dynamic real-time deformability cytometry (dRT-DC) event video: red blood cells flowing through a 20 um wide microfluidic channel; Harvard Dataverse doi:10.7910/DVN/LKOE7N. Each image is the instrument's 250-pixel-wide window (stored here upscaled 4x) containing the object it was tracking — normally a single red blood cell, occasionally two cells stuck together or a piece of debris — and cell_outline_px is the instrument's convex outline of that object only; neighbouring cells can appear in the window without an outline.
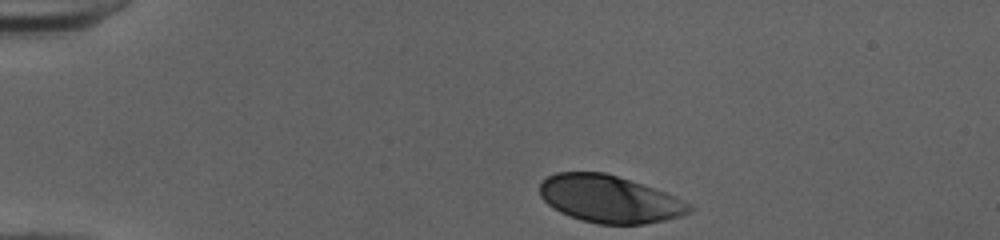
{"species": "human", "species_latin": "Homo sapiens", "temperature_condition": "cold", "stored_images_in_passage": 34, "camera_frame_rate_fps": 3000, "um_per_image_px": 0.085, "donor": {"sex": "female"}, "frame": {"image": 1, "passage_image": 1, "time_ms": 0.0, "image_size_px": [1000, 240], "cell_outline_px": [[696, 208], [692, 212], [680, 216], [664, 220], [644, 224], [600, 224], [580, 220], [560, 212], [552, 208], [540, 196], [540, 184], [548, 176], [556, 172], [604, 172], [664, 192]], "centroid_in_image_um": [51.77, 16.93], "position_along_channel_um": 33.2, "area_um2": 40.81}}
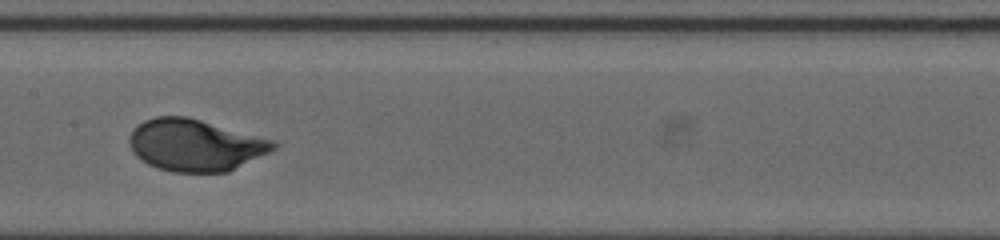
{"frame": {"image": 2, "passage_image": 18, "time_ms": 5.667, "image_size_px": [1000, 240], "cell_outline_px": [[280, 144], [276, 148], [228, 172], [172, 172], [156, 168], [140, 160], [132, 152], [128, 140], [128, 136], [132, 128], [136, 124], [144, 120], [156, 116], [188, 116], [276, 140]], "centroid_in_image_um": [16.57, 12.32], "position_along_channel_um": 190.8, "area_um2": 44.1}}
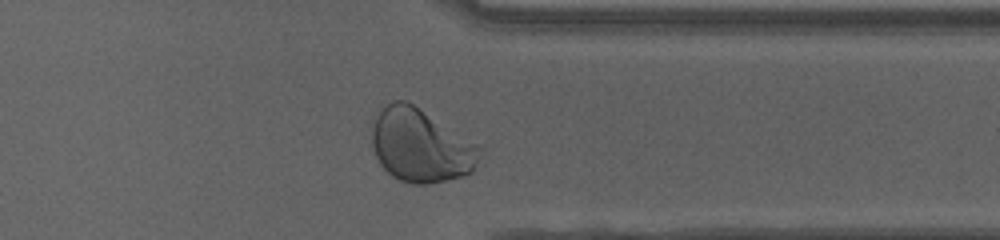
{"frame": {"image": 3, "passage_image": 32, "time_ms": 10.333, "image_size_px": [1000, 240], "cell_outline_px": [[484, 148], [472, 172], [464, 176], [428, 184], [412, 184], [400, 180], [392, 176], [380, 164], [376, 156], [372, 144], [372, 128], [376, 108], [396, 100], [404, 100], [412, 104], [484, 144]], "centroid_in_image_um": [35.81, 12.35], "position_along_channel_um": 375.6, "area_um2": 47.16}, "authors_computed_cell_mechanics": {"area_um2": 43.0321, "velocity_mm_per_s": 3.9732, "shape_relaxation_time_tau1_ms": 2.5399, "shape_relaxation_time_tau2_ms": null, "deformation_change_tau1": 0.157, "deformation_change_tau2": null}}